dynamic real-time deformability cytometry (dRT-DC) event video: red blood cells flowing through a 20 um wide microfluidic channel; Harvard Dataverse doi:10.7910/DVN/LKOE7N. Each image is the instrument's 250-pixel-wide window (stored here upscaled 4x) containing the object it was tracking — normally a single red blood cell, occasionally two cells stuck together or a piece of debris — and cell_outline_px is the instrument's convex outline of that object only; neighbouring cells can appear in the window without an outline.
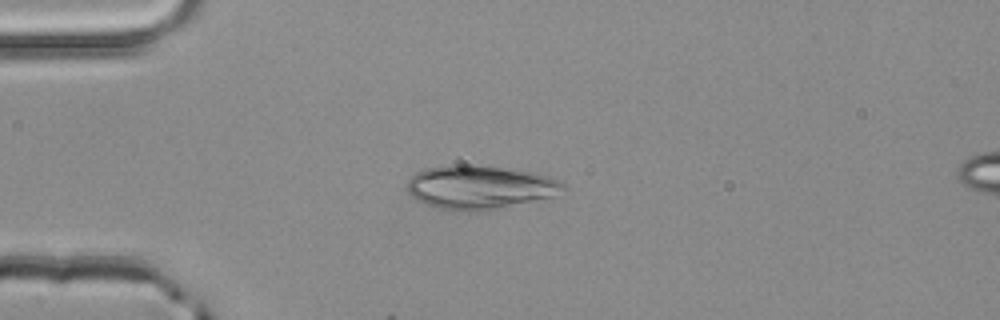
{"species": "common noctule bat (a hibernating species)", "species_latin": "Nyctalus noctula", "temperature_condition": "room temperature", "stored_images_in_passage": 11, "camera_frame_rate_fps": 3000, "um_per_image_px": 0.085, "animal": {"sex": "male", "body_mass_g": 20.4}, "frame": {"image": 1, "passage_image": 1, "time_ms": 0.0, "image_size_px": [1000, 320], "cell_outline_px": [[568, 188], [552, 196], [484, 212], [464, 212], [440, 208], [416, 200], [408, 192], [408, 180], [416, 172], [424, 168], [464, 164], [500, 168], [532, 172], [548, 176], [560, 180]], "centroid_in_image_um": [40.78, 15.93], "position_along_channel_um": 44.2, "area_um2": 39.54}}